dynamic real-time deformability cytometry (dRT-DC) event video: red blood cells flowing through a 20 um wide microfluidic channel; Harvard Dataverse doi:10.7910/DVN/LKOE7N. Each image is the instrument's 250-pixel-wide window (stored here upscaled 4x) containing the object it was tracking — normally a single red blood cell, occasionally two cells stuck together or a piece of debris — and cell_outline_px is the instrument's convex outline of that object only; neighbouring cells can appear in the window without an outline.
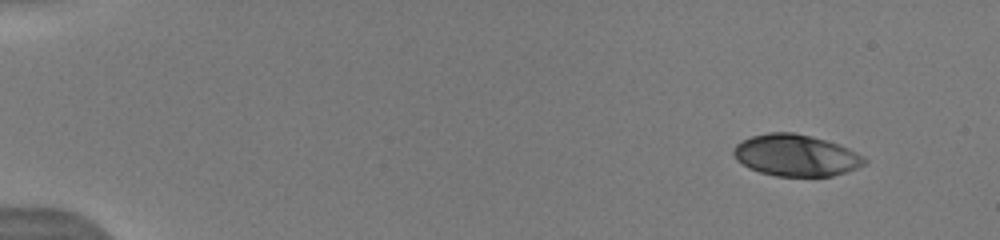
{"species": "human", "species_latin": "Homo sapiens", "temperature_condition": "warm", "stored_images_in_passage": 16, "camera_frame_rate_fps": 3000, "um_per_image_px": 0.085, "donor": {"sex": "male"}, "frame": {"image": 1, "passage_image": 1, "time_ms": 0.0, "image_size_px": [1000, 240], "cell_outline_px": [[868, 164], [832, 176], [776, 176], [760, 172], [748, 168], [736, 160], [732, 152], [732, 148], [736, 144], [752, 136], [768, 132], [792, 132], [812, 136], [848, 148], [864, 156], [868, 160]], "centroid_in_image_um": [67.64, 13.21], "position_along_channel_um": 17.4, "area_um2": 31.79}}